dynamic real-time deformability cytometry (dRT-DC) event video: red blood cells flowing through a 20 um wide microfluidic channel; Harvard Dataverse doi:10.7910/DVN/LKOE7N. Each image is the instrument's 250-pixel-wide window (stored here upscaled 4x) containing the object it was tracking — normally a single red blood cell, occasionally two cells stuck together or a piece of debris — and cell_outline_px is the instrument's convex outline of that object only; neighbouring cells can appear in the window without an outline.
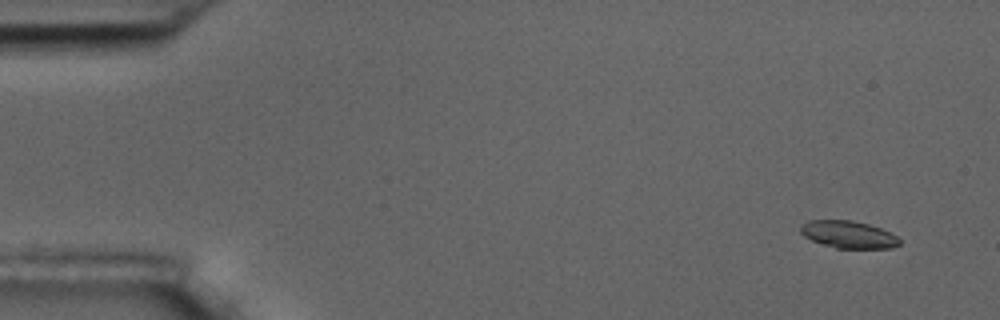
{"species": "common noctule bat (a hibernating species)", "species_latin": "Nyctalus noctula", "temperature_condition": "room temperature", "stored_images_in_passage": 7, "camera_frame_rate_fps": 3000, "um_per_image_px": 0.085, "animal": {"sex": "male", "body_mass_g": 17.5, "forearm_length_mm": 52.3}, "frame": {"image": 1, "passage_image": 2, "time_ms": 1.0, "image_size_px": [1000, 320], "cell_outline_px": [[900, 244], [892, 248], [836, 248], [812, 240], [804, 236], [800, 232], [800, 224], [808, 220], [852, 220], [868, 224], [880, 228], [896, 236], [900, 240]], "centroid_in_image_um": [72.09, 19.92], "position_along_channel_um": 12.9, "area_um2": 15.66}}
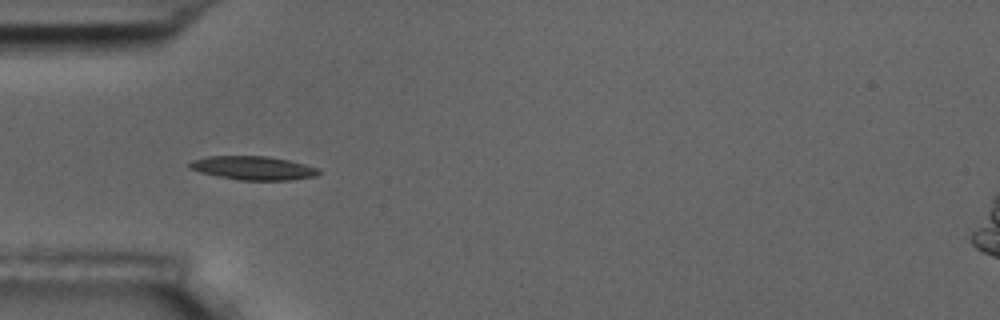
{"frame": {"image": 2, "passage_image": 6, "time_ms": 5.667, "image_size_px": [1000, 320], "cell_outline_px": [[320, 172], [316, 176], [288, 180], [240, 180], [216, 176], [200, 172], [188, 168], [188, 164], [192, 160], [208, 156], [268, 156], [288, 160], [320, 168]], "centroid_in_image_um": [21.5, 14.28], "position_along_channel_um": 63.5, "area_um2": 17.86}}